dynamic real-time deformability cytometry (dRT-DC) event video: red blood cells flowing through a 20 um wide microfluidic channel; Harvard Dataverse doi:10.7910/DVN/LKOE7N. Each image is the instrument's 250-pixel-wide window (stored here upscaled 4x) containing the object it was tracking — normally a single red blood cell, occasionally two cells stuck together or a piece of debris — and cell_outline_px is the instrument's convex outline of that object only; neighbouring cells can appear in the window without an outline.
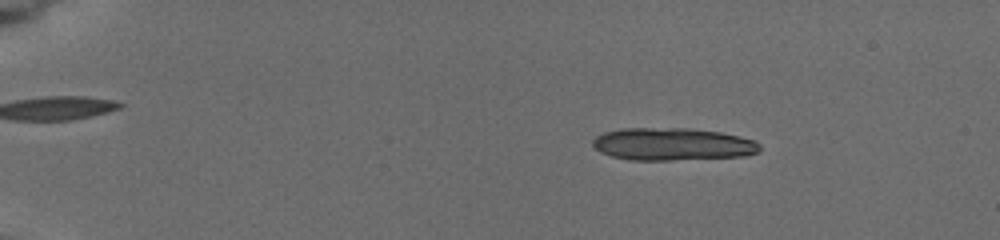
{"species": "common noctule bat (a hibernating species)", "species_latin": "Nyctalus noctula", "temperature_condition": "cold", "stored_images_in_passage": 7, "segment_of_instrument_passage": [1, 2], "camera_frame_rate_fps": 3000, "um_per_image_px": 0.085, "animal": {"sex": "female", "body_mass_g": 19.5, "forearm_length_mm": 54.1}, "frame": {"image": 1, "passage_image": 3, "time_ms": 1.667, "image_size_px": [1000, 240], "cell_outline_px": [[760, 152], [744, 156], [672, 160], [628, 160], [612, 156], [600, 152], [592, 144], [592, 140], [596, 136], [604, 132], [624, 128], [688, 128], [720, 132], [756, 140], [760, 144]], "centroid_in_image_um": [57.17, 12.25], "position_along_channel_um": 27.8, "area_um2": 31.79}}